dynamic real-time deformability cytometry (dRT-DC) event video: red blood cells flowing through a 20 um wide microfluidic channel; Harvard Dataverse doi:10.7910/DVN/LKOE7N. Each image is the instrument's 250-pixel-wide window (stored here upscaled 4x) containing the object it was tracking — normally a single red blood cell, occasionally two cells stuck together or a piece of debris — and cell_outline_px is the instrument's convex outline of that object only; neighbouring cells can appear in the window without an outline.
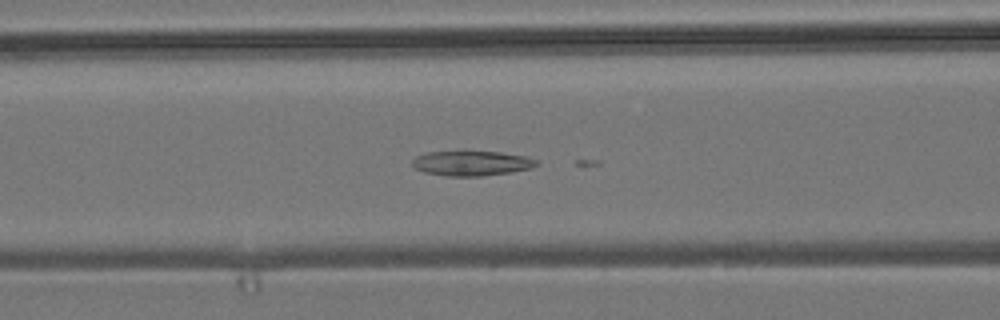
{"species": "common noctule bat (a hibernating species)", "species_latin": "Nyctalus noctula", "temperature_condition": "room temperature", "stored_images_in_passage": 54, "camera_frame_rate_fps": 3000, "um_per_image_px": 0.085, "animal": {"sex": "male", "body_mass_g": 19.2, "forearm_length_mm": 51.8}, "frame": {"image": 1, "passage_image": 22, "time_ms": 7.0, "image_size_px": [1000, 320], "cell_outline_px": [[540, 164], [532, 168], [508, 172], [480, 176], [448, 176], [424, 172], [416, 168], [412, 164], [412, 160], [416, 156], [424, 152], [464, 148], [500, 152], [528, 156], [536, 160]], "centroid_in_image_um": [40.05, 13.81], "position_along_channel_um": 126.5, "area_um2": 18.96}}
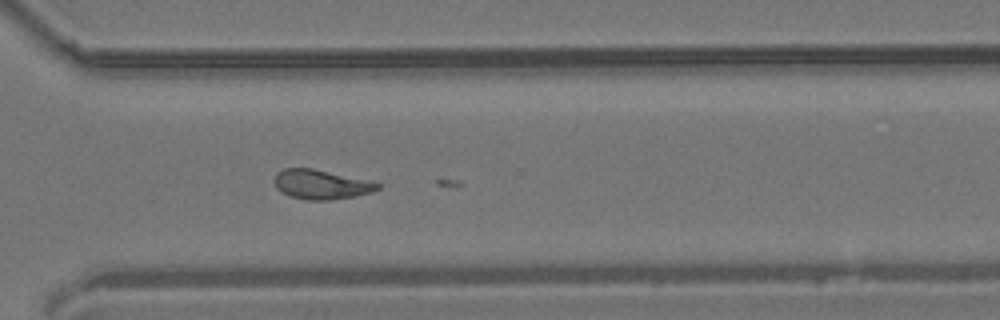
{"frame": {"image": 2, "passage_image": 39, "time_ms": 12.667, "image_size_px": [1000, 320], "cell_outline_px": [[380, 188], [372, 192], [352, 196], [328, 200], [308, 200], [288, 196], [280, 192], [276, 188], [276, 172], [284, 168], [312, 168], [372, 180], [380, 184]], "centroid_in_image_um": [27.31, 15.67], "position_along_channel_um": 343.3, "area_um2": 17.8}}
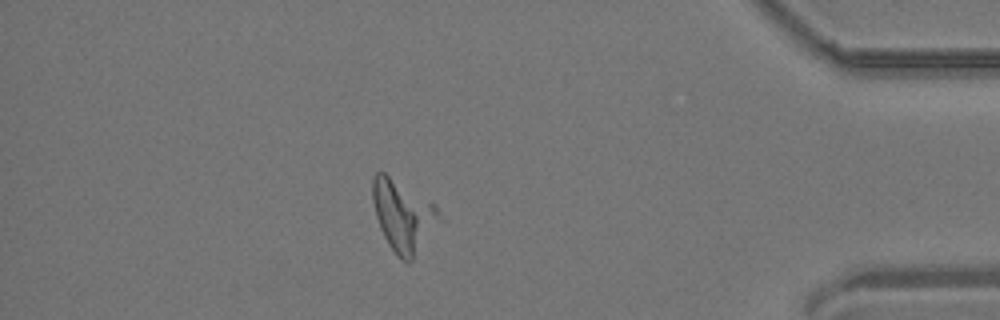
{"frame": {"image": 3, "passage_image": 47, "time_ms": 15.333, "image_size_px": [1000, 320], "cell_outline_px": [[440, 212], [412, 260], [404, 260], [388, 244], [380, 228], [376, 216], [372, 200], [372, 180], [376, 172], [384, 172], [432, 204]], "centroid_in_image_um": [34.14, 18.27], "position_along_channel_um": 401.1, "area_um2": 25.72}}